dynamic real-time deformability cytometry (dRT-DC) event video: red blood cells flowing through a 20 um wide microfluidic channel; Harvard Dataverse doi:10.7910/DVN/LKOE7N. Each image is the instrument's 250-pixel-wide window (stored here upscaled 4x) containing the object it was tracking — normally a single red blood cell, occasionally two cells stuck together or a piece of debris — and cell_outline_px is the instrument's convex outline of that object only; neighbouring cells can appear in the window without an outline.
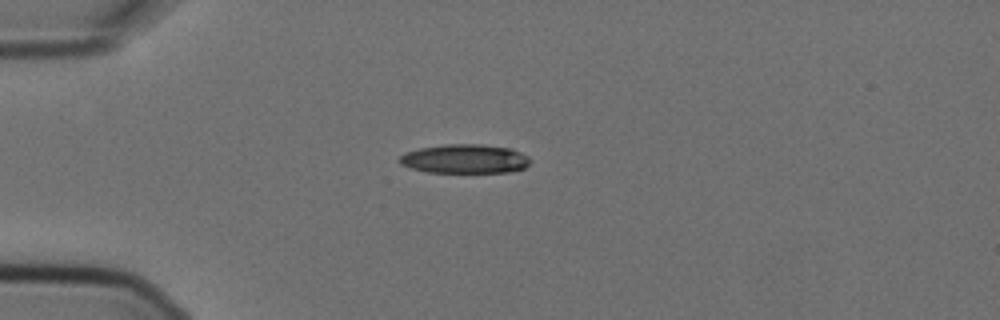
{"species": "Egyptian fruit bat (a non-hibernating species)", "species_latin": "Rousettus aegyptiacus", "temperature_condition": "cold", "stored_images_in_passage": 1, "camera_frame_rate_fps": 3000, "um_per_image_px": 0.085, "animal": {"sex": "female"}, "frame": {"image": 1, "passage_image": 1, "time_ms": 0.0, "image_size_px": [1000, 320], "cell_outline_px": [[532, 160], [524, 168], [508, 172], [428, 172], [412, 168], [400, 164], [396, 160], [404, 152], [420, 148], [444, 144], [480, 144], [512, 148], [528, 156]], "centroid_in_image_um": [39.5, 13.49], "position_along_channel_um": 45.5, "area_um2": 22.25}}